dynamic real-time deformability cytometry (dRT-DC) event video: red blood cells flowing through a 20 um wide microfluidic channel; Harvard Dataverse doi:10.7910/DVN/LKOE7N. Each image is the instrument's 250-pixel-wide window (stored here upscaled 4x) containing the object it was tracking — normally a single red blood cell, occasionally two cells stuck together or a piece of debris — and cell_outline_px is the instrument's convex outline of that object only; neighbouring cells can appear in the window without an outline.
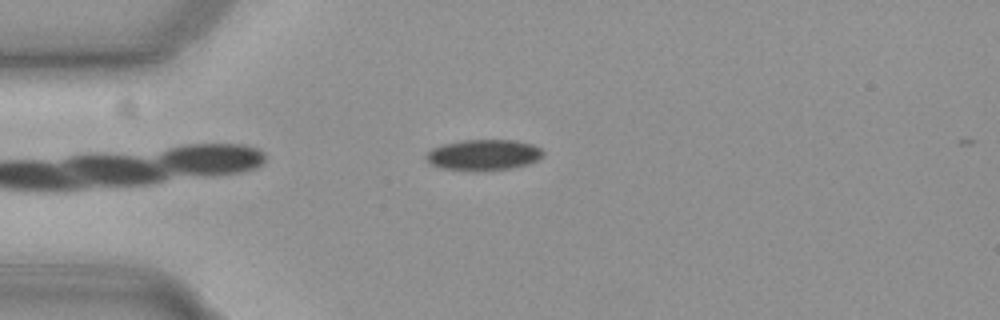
{"species": "common noctule bat (a hibernating species)", "species_latin": "Nyctalus noctula", "temperature_condition": "cold", "stored_images_in_passage": 39, "camera_frame_rate_fps": 3000, "um_per_image_px": 0.085, "animal": {"sex": "female", "body_mass_g": 19.3, "forearm_length_mm": 54.1}, "frame": {"image": 1, "passage_image": 1, "time_ms": 0.0, "image_size_px": [1000, 320], "cell_outline_px": [[544, 152], [536, 160], [528, 164], [512, 168], [440, 168], [428, 164], [424, 156], [432, 148], [444, 144], [464, 140], [512, 140], [532, 144], [540, 148]], "centroid_in_image_um": [41.07, 13.12], "position_along_channel_um": 43.9, "area_um2": 20.17}}
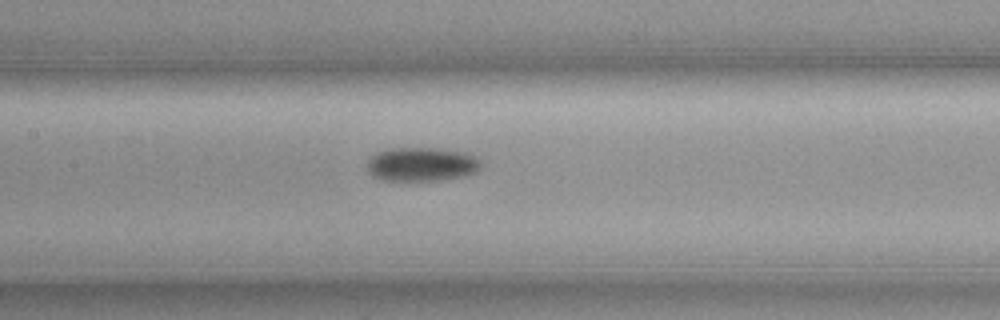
{"frame": {"image": 2, "passage_image": 13, "time_ms": 4.0, "image_size_px": [1000, 320], "cell_outline_px": [[480, 168], [476, 172], [464, 176], [440, 180], [380, 180], [368, 172], [368, 160], [372, 156], [380, 152], [392, 148], [440, 148], [468, 152], [476, 156], [480, 160]], "centroid_in_image_um": [35.89, 13.96], "position_along_channel_um": 171.5, "area_um2": 22.54}}
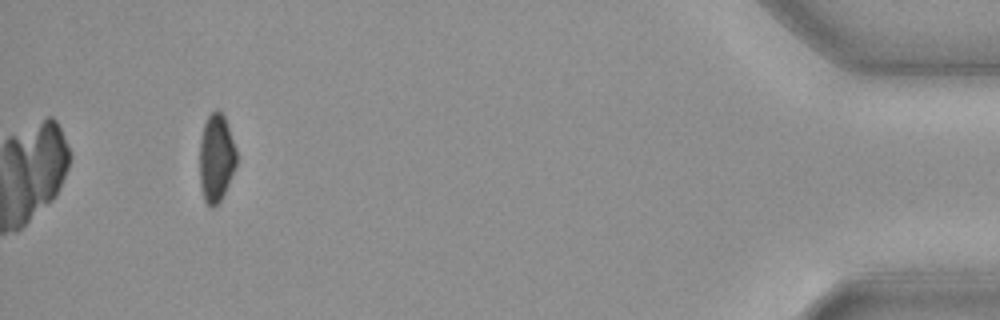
{"frame": {"image": 3, "passage_image": 39, "time_ms": 12.667, "image_size_px": [1000, 320], "cell_outline_px": [[236, 164], [228, 184], [220, 200], [212, 208], [204, 200], [200, 188], [200, 140], [204, 124], [208, 116], [216, 108], [224, 116], [236, 152]], "centroid_in_image_um": [18.35, 13.43], "position_along_channel_um": 416.8, "area_um2": 18.5}, "authors_computed_cell_mechanics": {"area_um2": 22.0796, "velocity_mm_per_s": 3.7098, "shape_relaxation_time_tau1_ms": 2.7971, "shape_relaxation_time_tau2_ms": null, "deformation_change_tau1": 0.0772, "deformation_change_tau2": null}}